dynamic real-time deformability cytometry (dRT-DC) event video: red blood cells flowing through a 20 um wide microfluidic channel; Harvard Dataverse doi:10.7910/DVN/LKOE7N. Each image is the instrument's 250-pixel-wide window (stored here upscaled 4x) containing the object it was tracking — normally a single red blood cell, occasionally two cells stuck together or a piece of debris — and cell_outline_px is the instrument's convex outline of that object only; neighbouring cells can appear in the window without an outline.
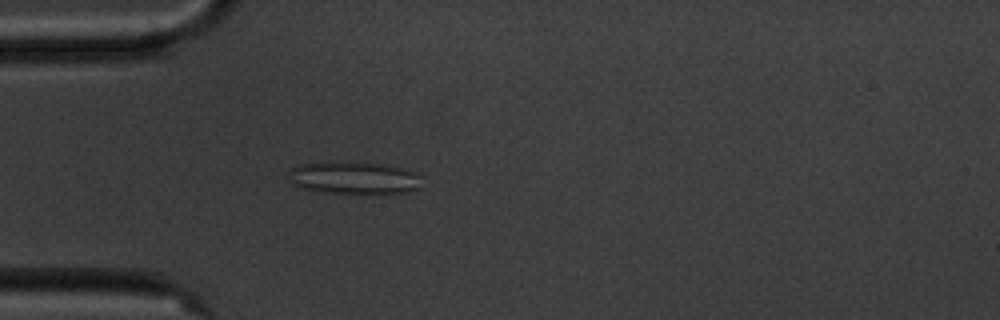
{"species": "common noctule bat (a hibernating species)", "species_latin": "Nyctalus noctula", "temperature_condition": "cold", "stored_images_in_passage": 5, "camera_frame_rate_fps": 3000, "um_per_image_px": 0.085, "animal": {"sex": "male", "body_mass_g": 20.1, "forearm_length_mm": 53.5}, "frame": {"image": 1, "passage_image": 5, "time_ms": 5.0, "image_size_px": [1000, 320], "cell_outline_px": [[420, 188], [408, 192], [320, 192], [304, 188], [292, 184], [288, 172], [292, 168], [300, 164], [388, 164], [412, 172], [420, 176]], "centroid_in_image_um": [30.1, 15.14], "position_along_channel_um": 54.9, "area_um2": 23.81}}